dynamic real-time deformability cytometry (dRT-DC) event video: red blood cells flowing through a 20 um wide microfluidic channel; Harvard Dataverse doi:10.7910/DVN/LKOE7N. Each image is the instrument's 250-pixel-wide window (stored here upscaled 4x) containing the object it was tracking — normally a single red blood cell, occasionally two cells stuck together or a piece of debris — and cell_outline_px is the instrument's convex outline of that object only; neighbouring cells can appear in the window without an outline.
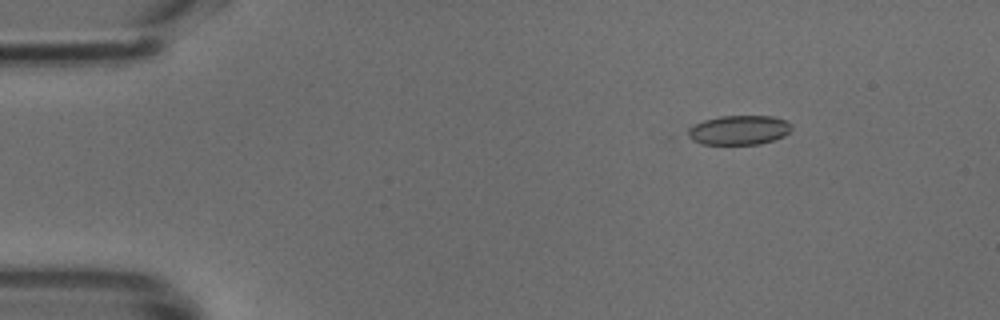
{"species": "common noctule bat (a hibernating species)", "species_latin": "Nyctalus noctula", "temperature_condition": "cold", "stored_images_in_passage": 49, "camera_frame_rate_fps": 3000, "um_per_image_px": 0.085, "animal": {"sex": "male", "body_mass_g": 18.8}, "frame": {"image": 1, "passage_image": 7, "time_ms": 2.0, "image_size_px": [1000, 320], "cell_outline_px": [[792, 128], [784, 136], [760, 144], [700, 144], [684, 136], [688, 128], [692, 124], [704, 120], [720, 116], [772, 116], [784, 120], [792, 124]], "centroid_in_image_um": [62.74, 11.06], "position_along_channel_um": 22.3, "area_um2": 17.98}}
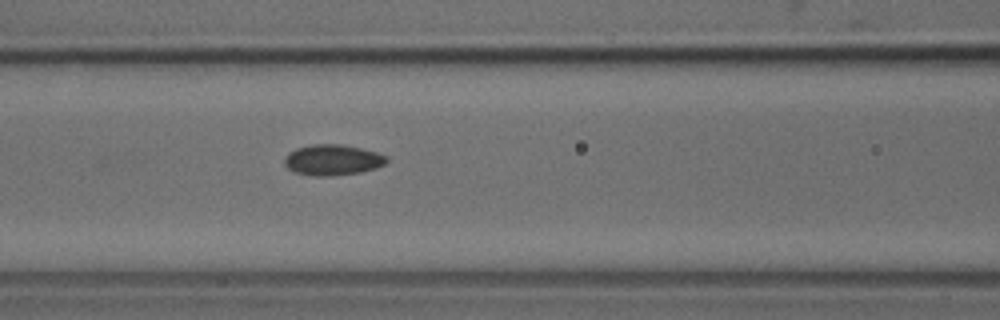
{"frame": {"image": 2, "passage_image": 21, "time_ms": 6.667, "image_size_px": [1000, 320], "cell_outline_px": [[388, 160], [384, 164], [376, 168], [360, 172], [332, 176], [316, 176], [296, 172], [288, 168], [284, 164], [284, 156], [288, 152], [296, 148], [312, 144], [340, 144], [360, 148], [376, 152], [388, 156]], "centroid_in_image_um": [28.26, 13.59], "position_along_channel_um": 138.3, "area_um2": 18.32}}
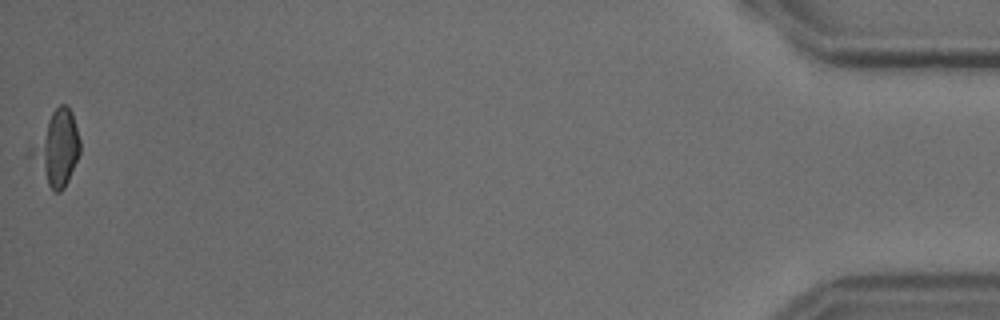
{"frame": {"image": 3, "passage_image": 49, "time_ms": 16.0, "image_size_px": [1000, 320], "cell_outline_px": [[80, 152], [68, 180], [64, 188], [60, 192], [56, 192], [48, 184], [24, 156], [24, 152], [52, 112], [60, 104], [68, 104], [72, 112], [80, 140]], "centroid_in_image_um": [4.73, 12.59], "position_along_channel_um": 430.5, "area_um2": 21.73}}